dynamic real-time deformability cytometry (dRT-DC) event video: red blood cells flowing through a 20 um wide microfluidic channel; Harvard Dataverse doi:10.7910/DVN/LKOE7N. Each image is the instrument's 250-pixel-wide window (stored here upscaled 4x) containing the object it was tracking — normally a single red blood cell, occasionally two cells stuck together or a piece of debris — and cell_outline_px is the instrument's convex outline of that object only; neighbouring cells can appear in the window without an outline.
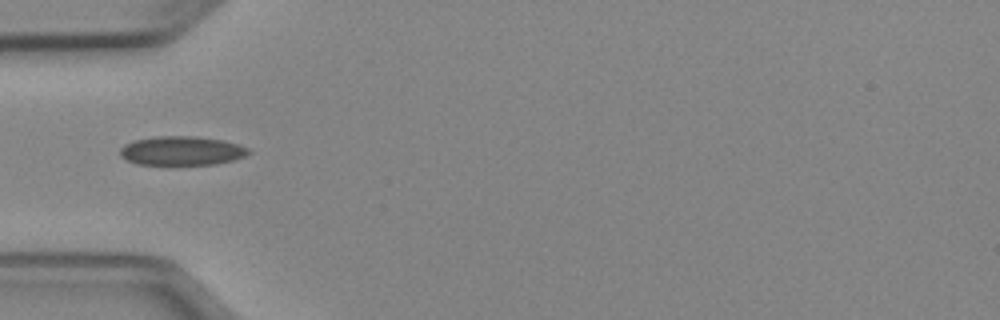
{"species": "Egyptian fruit bat (a non-hibernating species)", "species_latin": "Rousettus aegyptiacus", "temperature_condition": "cold", "stored_images_in_passage": 35, "camera_frame_rate_fps": 3000, "um_per_image_px": 0.085, "animal": {"sex": "female"}, "frame": {"image": 1, "passage_image": 1, "time_ms": 0.0, "image_size_px": [1000, 320], "cell_outline_px": [[252, 152], [244, 156], [232, 160], [216, 164], [136, 164], [120, 156], [120, 148], [124, 144], [132, 140], [156, 136], [196, 136], [224, 140], [248, 148]], "centroid_in_image_um": [15.42, 12.8], "position_along_channel_um": 69.6, "area_um2": 21.73}}
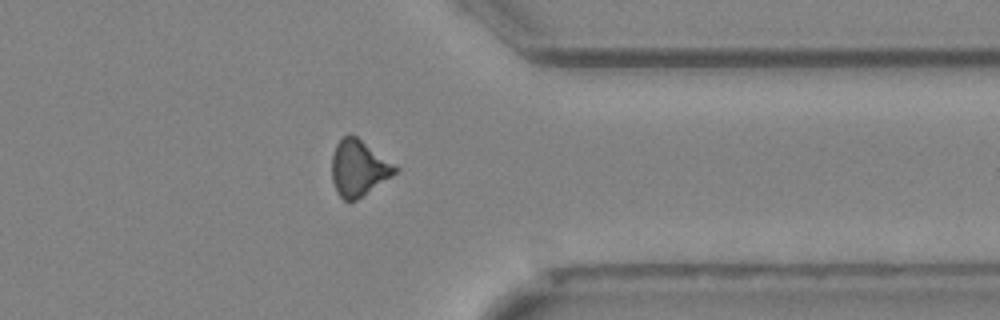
{"frame": {"image": 2, "passage_image": 25, "time_ms": 8.0, "image_size_px": [1000, 320], "cell_outline_px": [[400, 168], [392, 176], [356, 200], [344, 200], [336, 192], [332, 180], [332, 156], [336, 144], [348, 132], [352, 132]], "centroid_in_image_um": [30.47, 14.25], "position_along_channel_um": 380.9, "area_um2": 20.75}}
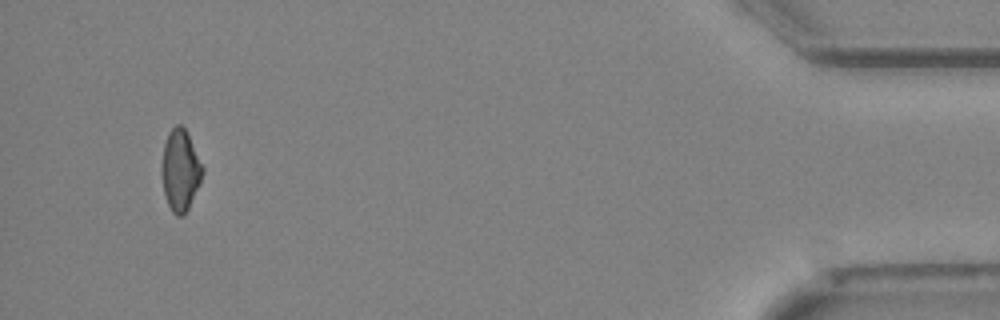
{"frame": {"image": 3, "passage_image": 33, "time_ms": 10.667, "image_size_px": [1000, 320], "cell_outline_px": [[204, 172], [200, 184], [184, 216], [176, 216], [172, 212], [168, 204], [164, 192], [160, 172], [160, 168], [164, 144], [168, 132], [176, 124], [180, 124], [184, 128], [204, 168]], "centroid_in_image_um": [15.31, 14.49], "position_along_channel_um": 419.9, "area_um2": 19.42}, "authors_computed_cell_mechanics": {"area_um2": 20.9814, "velocity_mm_per_s": 3.9837, "shape_relaxation_time_tau1_ms": null, "shape_relaxation_time_tau2_ms": 3.0818, "deformation_change_tau1": null, "deformation_change_tau2": 0.0826}}